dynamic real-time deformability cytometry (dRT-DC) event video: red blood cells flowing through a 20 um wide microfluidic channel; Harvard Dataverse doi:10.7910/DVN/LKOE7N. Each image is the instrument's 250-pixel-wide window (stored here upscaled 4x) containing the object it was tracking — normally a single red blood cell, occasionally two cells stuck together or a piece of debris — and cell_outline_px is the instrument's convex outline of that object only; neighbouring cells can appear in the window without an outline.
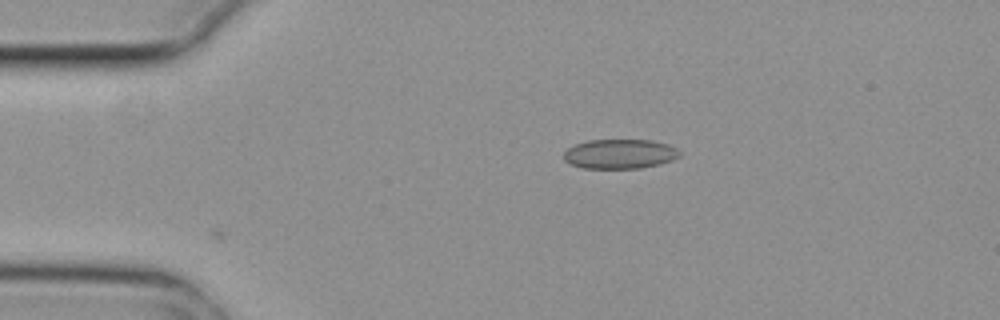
{"species": "common noctule bat (a hibernating species)", "species_latin": "Nyctalus noctula", "temperature_condition": "cold", "stored_images_in_passage": 2, "camera_frame_rate_fps": 3000, "um_per_image_px": 0.085, "animal": {"sex": "female", "body_mass_g": 29.2, "forearm_length_mm": 56.3}, "frame": {"image": 1, "passage_image": 2, "time_ms": 0.333, "image_size_px": [1000, 320], "cell_outline_px": [[680, 156], [672, 160], [660, 164], [640, 168], [584, 168], [572, 164], [564, 160], [564, 152], [568, 148], [576, 144], [588, 140], [652, 140], [668, 144], [676, 148], [680, 152]], "centroid_in_image_um": [52.7, 13.08], "position_along_channel_um": 32.3, "area_um2": 19.88}}